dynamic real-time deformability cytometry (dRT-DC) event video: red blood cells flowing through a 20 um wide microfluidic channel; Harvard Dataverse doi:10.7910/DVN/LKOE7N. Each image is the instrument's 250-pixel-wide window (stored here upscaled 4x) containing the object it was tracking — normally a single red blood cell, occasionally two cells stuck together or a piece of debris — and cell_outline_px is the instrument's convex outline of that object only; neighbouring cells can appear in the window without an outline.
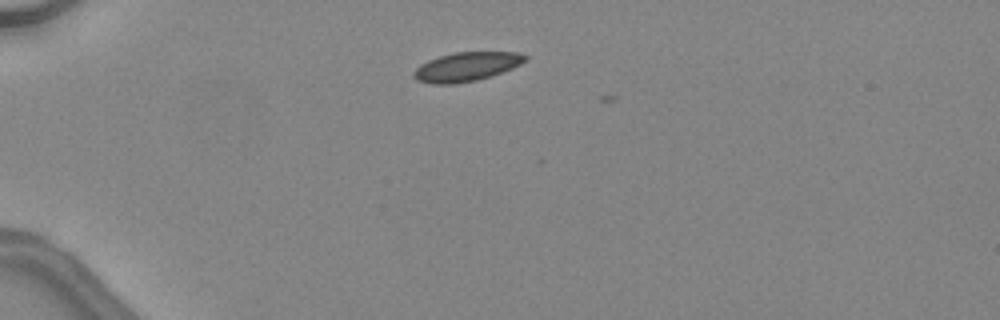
{"species": "common noctule bat (a hibernating species)", "species_latin": "Nyctalus noctula", "temperature_condition": "warm", "stored_images_in_passage": 2, "camera_frame_rate_fps": 3000, "um_per_image_px": 0.085, "animal": {"sex": "female", "body_mass_g": 24.6, "forearm_length_mm": 56.2}, "frame": {"image": 1, "passage_image": 1, "time_ms": 0.0, "image_size_px": [1000, 320], "cell_outline_px": [[528, 60], [512, 68], [492, 76], [476, 80], [452, 84], [432, 84], [416, 80], [412, 76], [412, 72], [420, 64], [428, 60], [440, 56], [456, 52], [520, 52], [528, 56]], "centroid_in_image_um": [39.65, 5.67], "position_along_channel_um": 45.4, "area_um2": 18.96}}